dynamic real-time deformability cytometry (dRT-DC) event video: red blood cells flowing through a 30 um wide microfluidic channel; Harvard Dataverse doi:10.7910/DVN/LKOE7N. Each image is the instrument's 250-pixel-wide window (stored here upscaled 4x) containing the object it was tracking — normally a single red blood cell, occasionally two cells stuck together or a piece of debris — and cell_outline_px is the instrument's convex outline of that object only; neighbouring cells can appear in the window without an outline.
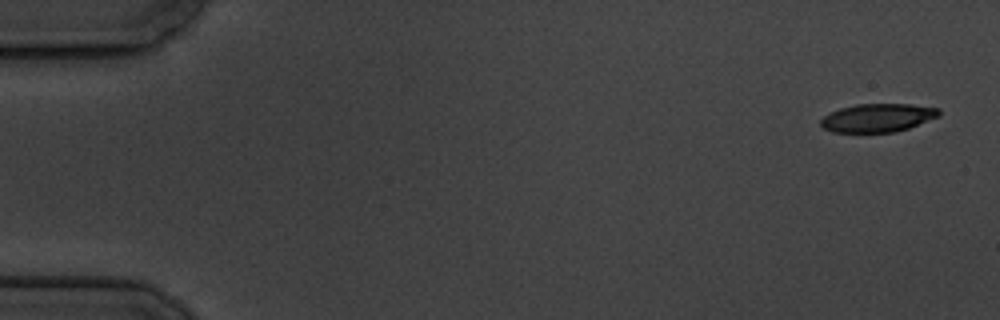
{"species": "common noctule bat (a hibernating species)", "species_latin": "Nyctalus noctula", "temperature_condition": "cold", "stored_images_in_passage": 7, "camera_frame_rate_fps": 3000, "um_per_image_px": 0.085, "animal": {"sex": "male", "body_mass_g": 19.5, "forearm_length_mm": 54.6}, "frame": {"image": 1, "passage_image": 1, "time_ms": 0.0, "image_size_px": [1000, 320], "cell_outline_px": [[940, 116], [908, 128], [896, 132], [832, 132], [824, 128], [820, 124], [820, 120], [824, 116], [840, 108], [856, 104], [912, 104], [940, 108]], "centroid_in_image_um": [74.62, 10.01], "position_along_channel_um": 10.4, "area_um2": 19.54}}
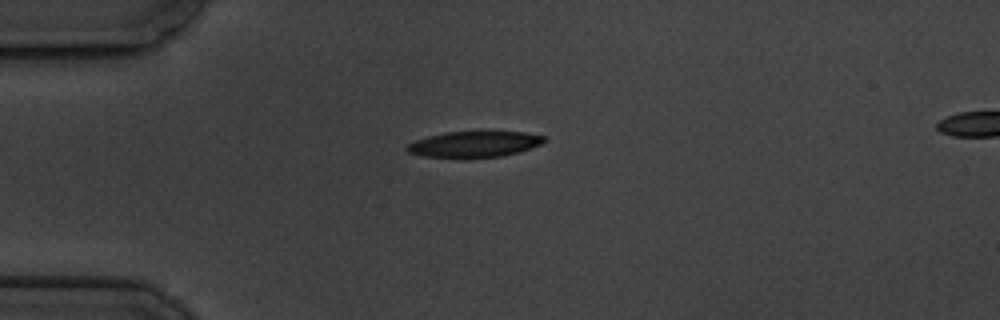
{"frame": {"image": 2, "passage_image": 4, "time_ms": 4.333, "image_size_px": [1000, 320], "cell_outline_px": [[548, 140], [540, 144], [516, 152], [500, 156], [424, 156], [408, 152], [404, 148], [408, 144], [416, 140], [428, 136], [444, 132], [524, 132], [544, 136]], "centroid_in_image_um": [40.3, 12.23], "position_along_channel_um": 44.7, "area_um2": 19.94}}
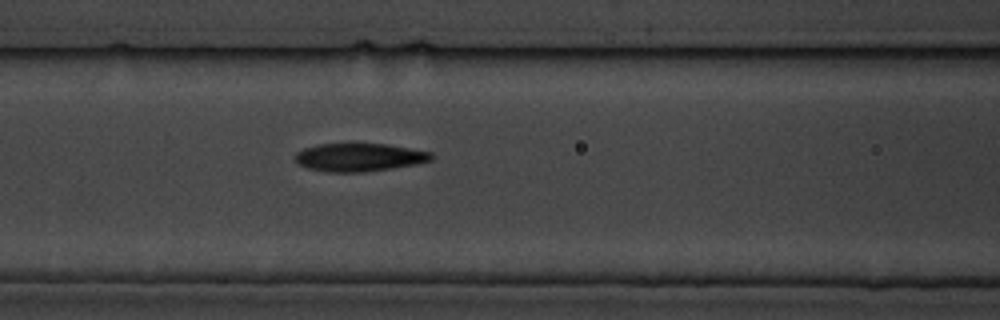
{"frame": {"image": 3, "passage_image": 7, "time_ms": 7.667, "image_size_px": [1000, 320], "cell_outline_px": [[432, 160], [416, 164], [392, 168], [364, 172], [328, 172], [308, 168], [296, 164], [296, 152], [304, 148], [316, 144], [348, 140], [388, 144], [432, 152]], "centroid_in_image_um": [30.49, 13.31], "position_along_channel_um": 136.1, "area_um2": 23.35}}